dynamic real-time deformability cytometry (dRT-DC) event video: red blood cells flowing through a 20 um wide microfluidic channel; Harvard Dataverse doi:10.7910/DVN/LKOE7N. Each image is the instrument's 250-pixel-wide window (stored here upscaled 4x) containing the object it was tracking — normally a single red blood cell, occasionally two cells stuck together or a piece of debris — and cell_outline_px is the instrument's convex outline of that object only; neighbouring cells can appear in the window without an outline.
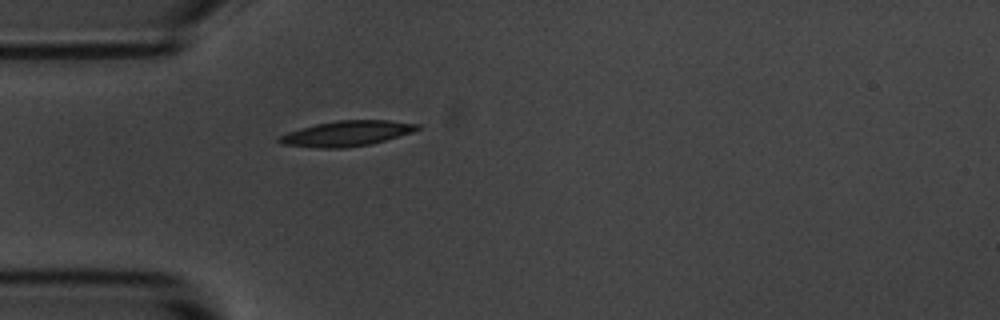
{"species": "common noctule bat (a hibernating species)", "species_latin": "Nyctalus noctula", "temperature_condition": "room temperature", "stored_images_in_passage": 1, "camera_frame_rate_fps": 3000, "um_per_image_px": 0.085, "animal": {"sex": "male", "body_mass_g": 20.1, "forearm_length_mm": 53.5}, "frame": {"image": 1, "passage_image": 1, "time_ms": 0.0, "image_size_px": [1000, 320], "cell_outline_px": [[420, 128], [412, 132], [372, 144], [344, 148], [320, 148], [280, 144], [276, 140], [276, 136], [300, 128], [316, 124], [336, 120], [388, 120], [420, 124]], "centroid_in_image_um": [29.43, 11.35], "position_along_channel_um": 55.6, "area_um2": 20.52}}